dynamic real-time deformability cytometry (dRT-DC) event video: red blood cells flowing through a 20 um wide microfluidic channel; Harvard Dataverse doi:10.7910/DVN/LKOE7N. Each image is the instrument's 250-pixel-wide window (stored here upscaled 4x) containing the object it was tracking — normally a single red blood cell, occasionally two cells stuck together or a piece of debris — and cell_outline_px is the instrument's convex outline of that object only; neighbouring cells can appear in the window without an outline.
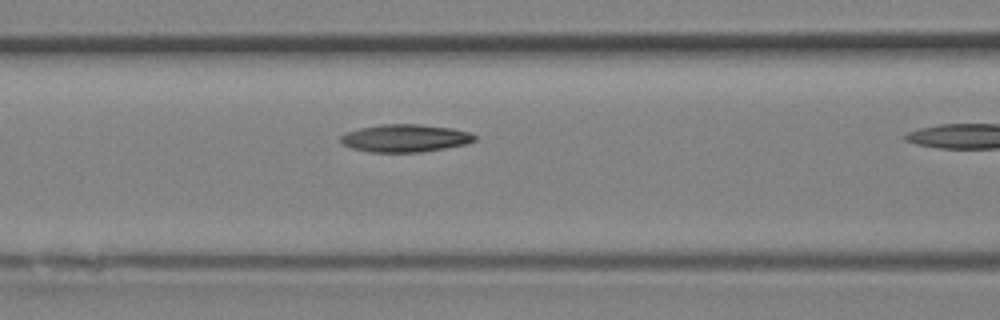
{"species": "Egyptian fruit bat (a non-hibernating species)", "species_latin": "Rousettus aegyptiacus", "temperature_condition": "room temperature", "stored_images_in_passage": 5, "camera_frame_rate_fps": 3000, "um_per_image_px": 0.085, "animal": {"sex": "female"}, "frame": {"image": 1, "passage_image": 4, "time_ms": 1.0, "image_size_px": [1000, 320], "cell_outline_px": [[476, 140], [464, 144], [444, 148], [420, 152], [368, 152], [352, 148], [344, 144], [340, 140], [340, 136], [348, 132], [360, 128], [380, 124], [420, 124], [452, 128], [468, 132], [476, 136]], "centroid_in_image_um": [34.42, 11.74], "position_along_channel_um": 132.2, "area_um2": 21.44}}